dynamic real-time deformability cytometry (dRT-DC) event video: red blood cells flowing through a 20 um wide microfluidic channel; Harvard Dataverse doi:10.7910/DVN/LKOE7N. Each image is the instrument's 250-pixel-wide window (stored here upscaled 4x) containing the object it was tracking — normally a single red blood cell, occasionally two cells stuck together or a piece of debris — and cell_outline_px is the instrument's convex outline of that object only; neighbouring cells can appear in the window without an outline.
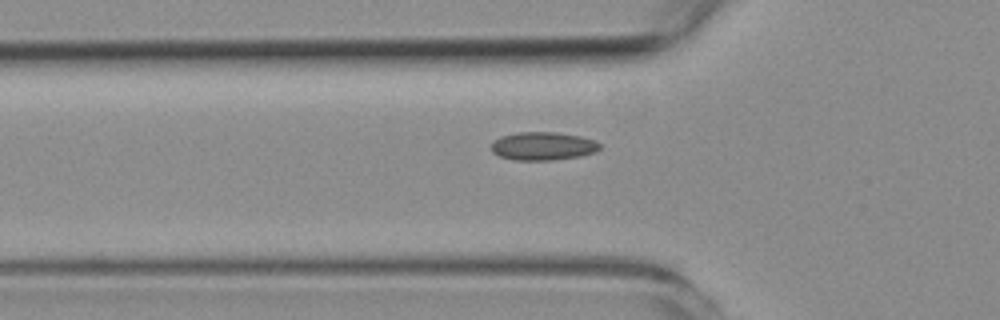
{"species": "common noctule bat (a hibernating species)", "species_latin": "Nyctalus noctula", "temperature_condition": "room temperature", "stored_images_in_passage": 37, "camera_frame_rate_fps": 3000, "um_per_image_px": 0.085, "animal": {"sex": "female", "body_mass_g": 19.3, "forearm_length_mm": 54.1}, "frame": {"image": 1, "passage_image": 5, "time_ms": 1.333, "image_size_px": [1000, 320], "cell_outline_px": [[600, 148], [596, 152], [580, 156], [552, 160], [516, 160], [500, 156], [492, 152], [492, 144], [500, 136], [516, 132], [556, 132], [580, 136], [596, 140], [600, 144]], "centroid_in_image_um": [46.18, 12.41], "position_along_channel_um": 79.6, "area_um2": 17.86}}
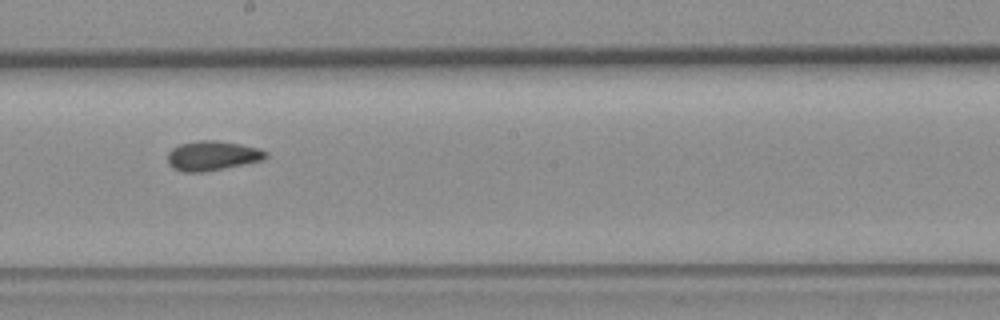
{"frame": {"image": 2, "passage_image": 17, "time_ms": 5.333, "image_size_px": [1000, 320], "cell_outline_px": [[268, 156], [264, 160], [204, 172], [184, 172], [172, 168], [168, 164], [168, 152], [172, 148], [180, 144], [200, 140], [216, 140], [240, 144], [260, 148], [268, 152]], "centroid_in_image_um": [18.06, 13.23], "position_along_channel_um": 230.1, "area_um2": 17.05}}
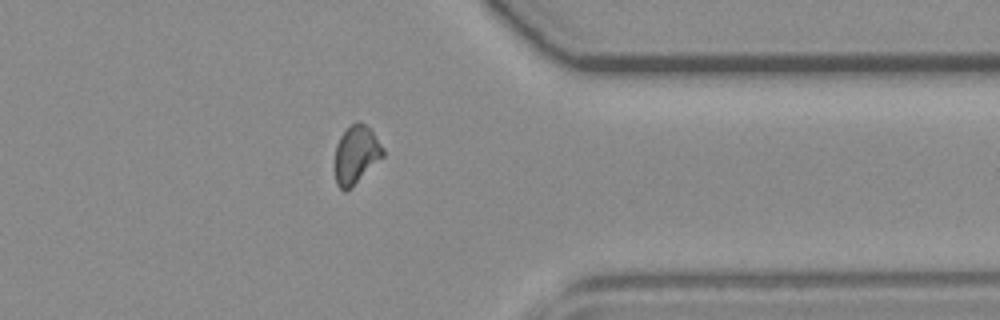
{"frame": {"image": 3, "passage_image": 30, "time_ms": 9.667, "image_size_px": [1000, 320], "cell_outline_px": [[384, 156], [344, 192], [336, 184], [336, 144], [340, 136], [356, 120], [360, 120], [372, 132], [384, 148]], "centroid_in_image_um": [30.27, 13.11], "position_along_channel_um": 381.1, "area_um2": 15.78}}